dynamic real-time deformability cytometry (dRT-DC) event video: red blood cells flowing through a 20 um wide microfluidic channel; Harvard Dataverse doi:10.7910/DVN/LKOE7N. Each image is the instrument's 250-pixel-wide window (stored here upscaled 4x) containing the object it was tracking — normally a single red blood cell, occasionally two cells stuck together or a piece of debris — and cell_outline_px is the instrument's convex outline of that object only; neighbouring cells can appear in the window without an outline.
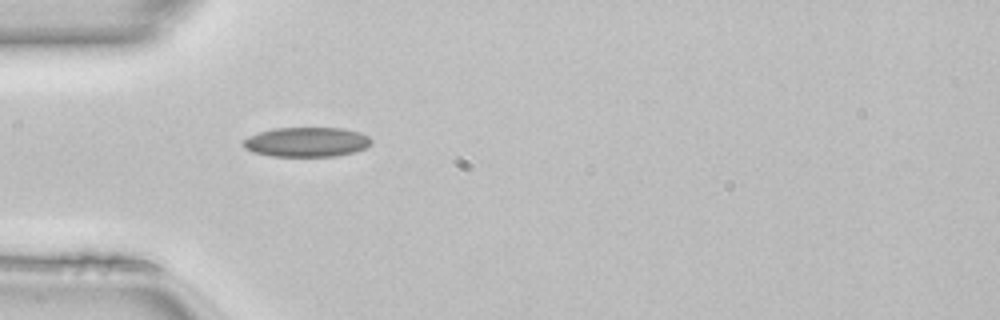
{"species": "common noctule bat (a hibernating species)", "species_latin": "Nyctalus noctula", "temperature_condition": "room temperature", "stored_images_in_passage": 48, "camera_frame_rate_fps": 3000, "um_per_image_px": 0.085, "animal": {"sex": "female", "body_mass_g": 22.7, "forearm_length_mm": 54.2}, "frame": {"image": 1, "passage_image": 14, "time_ms": 4.333, "image_size_px": [1000, 320], "cell_outline_px": [[372, 140], [364, 148], [356, 152], [336, 156], [272, 156], [252, 152], [244, 148], [240, 144], [248, 136], [260, 132], [276, 128], [344, 128], [360, 132], [368, 136]], "centroid_in_image_um": [26.04, 12.07], "position_along_channel_um": 59.0, "area_um2": 22.14}, "authors_computed_cell_mechanics": {"area_um2": 20.519, "velocity_mm_per_s": 4.1407, "shape_relaxation_time_tau1_ms": null, "shape_relaxation_time_tau2_ms": 4.6738, "deformation_change_tau1": null, "deformation_change_tau2": 0.11}}